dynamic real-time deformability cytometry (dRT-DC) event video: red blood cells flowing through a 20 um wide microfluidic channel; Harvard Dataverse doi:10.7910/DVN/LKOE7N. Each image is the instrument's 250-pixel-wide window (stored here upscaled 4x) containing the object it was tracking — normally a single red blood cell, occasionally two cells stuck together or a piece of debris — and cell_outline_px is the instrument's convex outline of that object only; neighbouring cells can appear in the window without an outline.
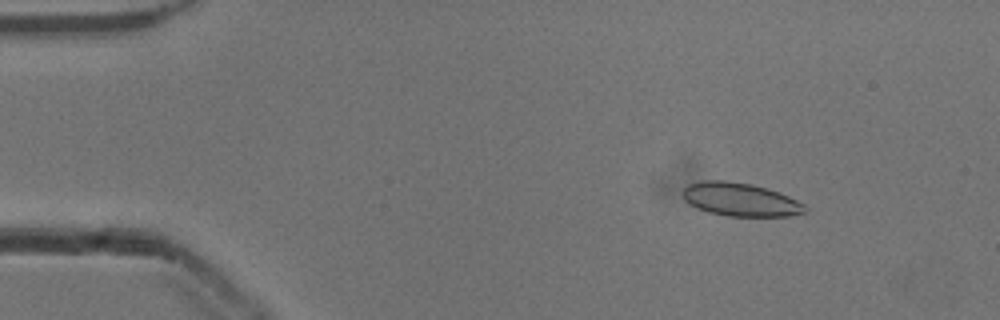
{"species": "common noctule bat (a hibernating species)", "species_latin": "Nyctalus noctula", "temperature_condition": "cold", "stored_images_in_passage": 53, "camera_frame_rate_fps": 3000, "um_per_image_px": 0.085, "animal": {"sex": "male", "body_mass_g": 13.3}, "frame": {"image": 1, "passage_image": 7, "time_ms": 2.0, "image_size_px": [1000, 320], "cell_outline_px": [[808, 212], [788, 216], [728, 216], [708, 212], [696, 208], [684, 200], [684, 188], [688, 184], [704, 180], [724, 180], [752, 184], [768, 188], [780, 192], [804, 204], [808, 208]], "centroid_in_image_um": [62.95, 16.96], "position_along_channel_um": 22.0, "area_um2": 23.87}}
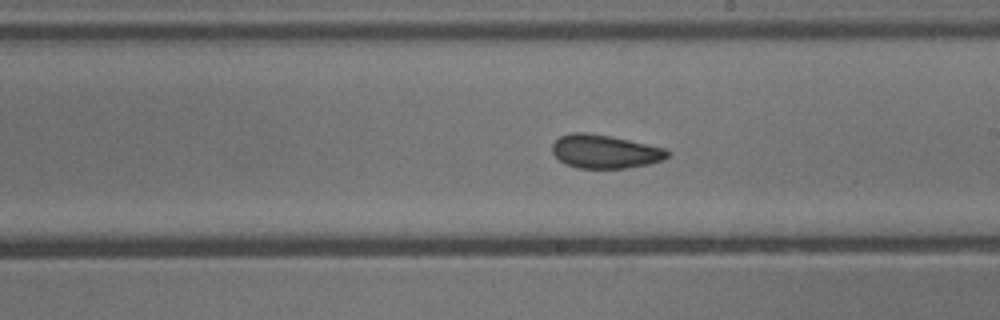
{"frame": {"image": 2, "passage_image": 30, "time_ms": 9.667, "image_size_px": [1000, 320], "cell_outline_px": [[672, 152], [664, 160], [648, 164], [628, 168], [576, 168], [560, 160], [552, 152], [552, 144], [560, 136], [572, 132], [584, 132], [612, 136], [668, 148]], "centroid_in_image_um": [51.48, 12.87], "position_along_channel_um": 237.5, "area_um2": 22.77}}
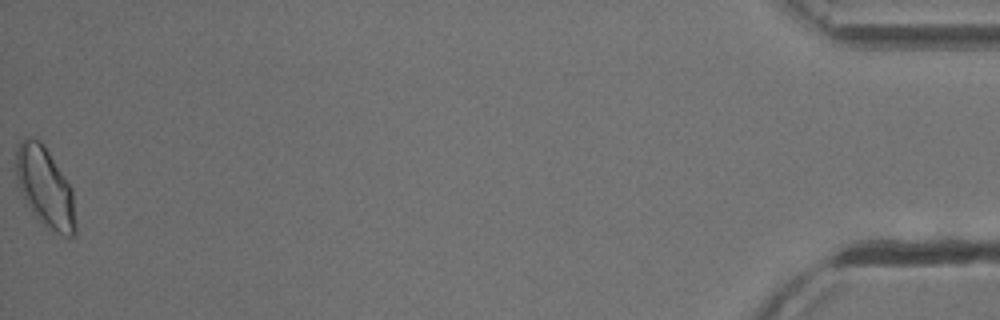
{"frame": {"image": 3, "passage_image": 53, "time_ms": 17.333, "image_size_px": [1000, 320], "cell_outline_px": [[76, 232], [72, 236], [64, 236], [56, 232], [44, 224], [32, 212], [24, 196], [16, 176], [16, 152], [24, 136], [40, 140], [44, 144], [72, 188], [76, 224]], "centroid_in_image_um": [3.86, 15.9], "position_along_channel_um": 431.3, "area_um2": 27.22}, "authors_computed_cell_mechanics": {"area_um2": 23.2356, "velocity_mm_per_s": 3.8798, "shape_relaxation_time_tau1_ms": 5.6179, "shape_relaxation_time_tau2_ms": 1.7034, "deformation_change_tau1": 0.0896, "deformation_change_tau2": 0.0625}}